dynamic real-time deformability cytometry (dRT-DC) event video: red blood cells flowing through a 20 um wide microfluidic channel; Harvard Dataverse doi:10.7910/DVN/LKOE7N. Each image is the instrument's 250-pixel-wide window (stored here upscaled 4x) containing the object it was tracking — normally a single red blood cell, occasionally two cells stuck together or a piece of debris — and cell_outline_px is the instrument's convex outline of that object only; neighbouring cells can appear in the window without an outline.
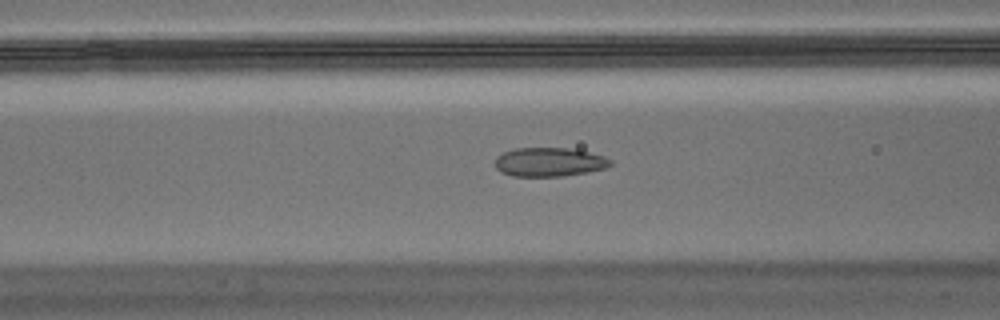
{"species": "Egyptian fruit bat (a non-hibernating species)", "species_latin": "Rousettus aegyptiacus", "temperature_condition": "warm", "stored_images_in_passage": 54, "camera_frame_rate_fps": 3000, "um_per_image_px": 0.085, "animal": {"sex": "male"}, "frame": {"image": 1, "passage_image": 19, "time_ms": 6.0, "image_size_px": [1000, 320], "cell_outline_px": [[612, 164], [604, 168], [588, 172], [564, 176], [512, 176], [500, 172], [496, 168], [496, 156], [504, 152], [516, 148], [568, 148], [588, 152], [604, 156], [612, 160]], "centroid_in_image_um": [46.68, 13.78], "position_along_channel_um": 119.9, "area_um2": 19.42}}
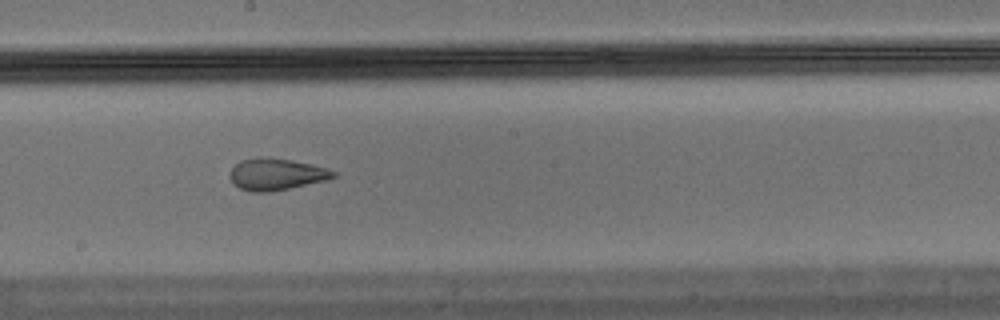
{"frame": {"image": 2, "passage_image": 28, "time_ms": 9.0, "image_size_px": [1000, 320], "cell_outline_px": [[336, 176], [328, 180], [268, 192], [252, 192], [240, 188], [232, 184], [232, 168], [240, 160], [292, 160], [328, 168], [336, 172]], "centroid_in_image_um": [23.55, 14.86], "position_along_channel_um": 224.7, "area_um2": 18.26}}
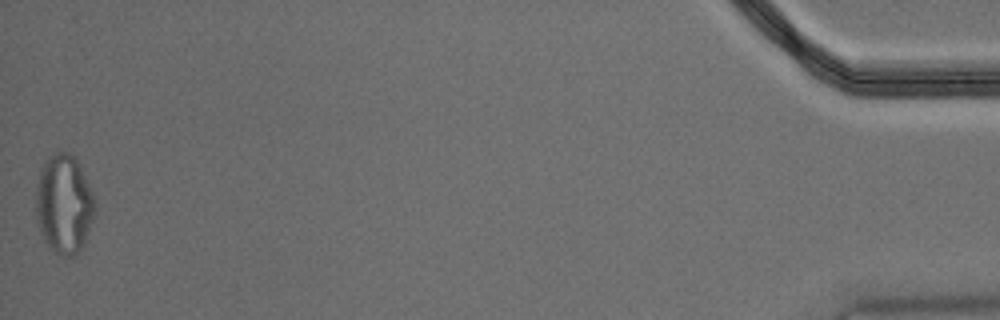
{"frame": {"image": 3, "passage_image": 54, "time_ms": 17.667, "image_size_px": [1000, 320], "cell_outline_px": [[96, 212], [84, 248], [72, 256], [60, 256], [52, 252], [48, 248], [36, 224], [36, 188], [40, 168], [44, 160], [56, 148], [72, 152], [80, 164], [96, 200]], "centroid_in_image_um": [5.45, 17.33], "position_along_channel_um": 429.8, "area_um2": 35.6}, "authors_computed_cell_mechanics": {"area_um2": 20.8947, "velocity_mm_per_s": 3.483, "shape_relaxation_time_tau1_ms": null, "shape_relaxation_time_tau2_ms": 1.5523, "deformation_change_tau1": null, "deformation_change_tau2": 0.0902}}